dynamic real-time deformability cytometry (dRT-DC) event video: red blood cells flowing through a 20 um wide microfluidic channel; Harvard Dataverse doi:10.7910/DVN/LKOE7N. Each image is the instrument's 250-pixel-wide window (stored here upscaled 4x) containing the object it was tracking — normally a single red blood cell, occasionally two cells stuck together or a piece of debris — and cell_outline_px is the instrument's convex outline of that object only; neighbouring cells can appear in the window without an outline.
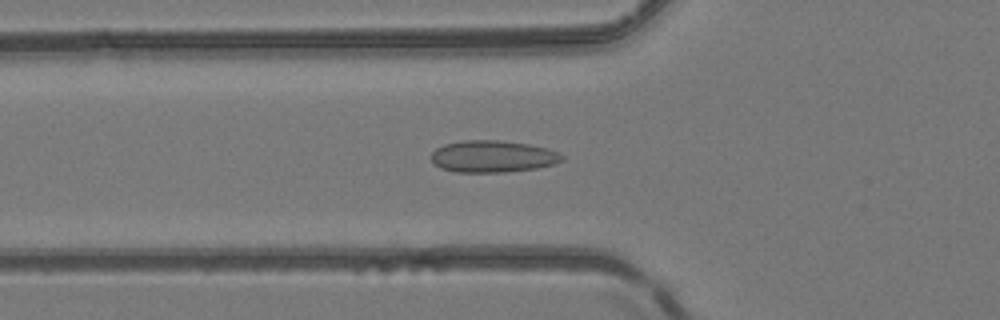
{"species": "common noctule bat (a hibernating species)", "species_latin": "Nyctalus noctula", "temperature_condition": "room temperature", "stored_images_in_passage": 41, "camera_frame_rate_fps": 3000, "um_per_image_px": 0.085, "animal": {"sex": "female", "body_mass_g": 24.6, "forearm_length_mm": 56.2}, "frame": {"image": 1, "passage_image": 15, "time_ms": 4.667, "image_size_px": [1000, 320], "cell_outline_px": [[564, 160], [552, 164], [536, 168], [504, 172], [456, 172], [440, 168], [432, 160], [432, 152], [436, 148], [444, 144], [464, 140], [496, 140], [528, 144], [560, 152], [564, 156]], "centroid_in_image_um": [41.88, 13.29], "position_along_channel_um": 83.9, "area_um2": 24.16}}
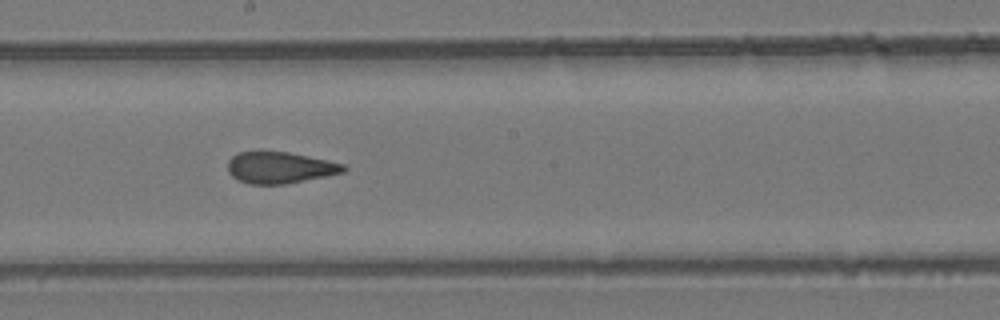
{"frame": {"image": 2, "passage_image": 25, "time_ms": 8.0, "image_size_px": [1000, 320], "cell_outline_px": [[348, 168], [344, 172], [284, 184], [252, 184], [240, 180], [232, 176], [228, 172], [228, 160], [232, 156], [240, 152], [260, 148], [288, 152], [308, 156], [344, 164]], "centroid_in_image_um": [23.74, 14.2], "position_along_channel_um": 224.5, "area_um2": 21.56}}
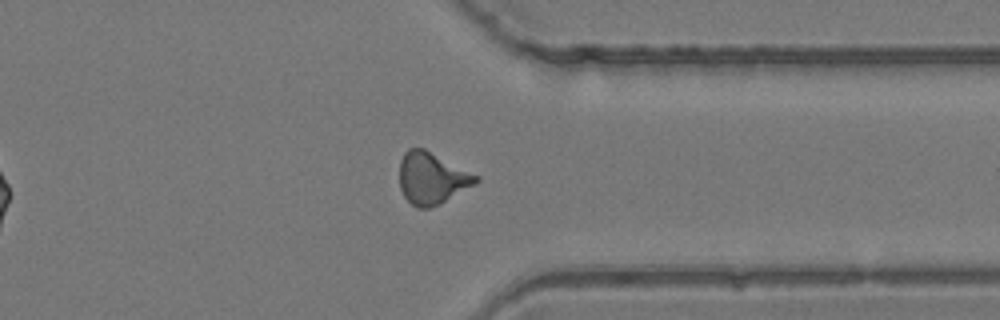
{"frame": {"image": 3, "passage_image": 36, "time_ms": 11.667, "image_size_px": [1000, 320], "cell_outline_px": [[480, 180], [476, 184], [440, 204], [428, 208], [416, 208], [404, 196], [400, 188], [400, 160], [404, 152], [408, 148], [424, 148], [480, 176]], "centroid_in_image_um": [36.72, 15.14], "position_along_channel_um": 374.7, "area_um2": 23.18}, "authors_computed_cell_mechanics": {"area_um2": 22.4842, "velocity_mm_per_s": 4.1803, "shape_relaxation_time_tau1_ms": null, "shape_relaxation_time_tau2_ms": 1.5822, "deformation_change_tau1": null, "deformation_change_tau2": 0.065}}